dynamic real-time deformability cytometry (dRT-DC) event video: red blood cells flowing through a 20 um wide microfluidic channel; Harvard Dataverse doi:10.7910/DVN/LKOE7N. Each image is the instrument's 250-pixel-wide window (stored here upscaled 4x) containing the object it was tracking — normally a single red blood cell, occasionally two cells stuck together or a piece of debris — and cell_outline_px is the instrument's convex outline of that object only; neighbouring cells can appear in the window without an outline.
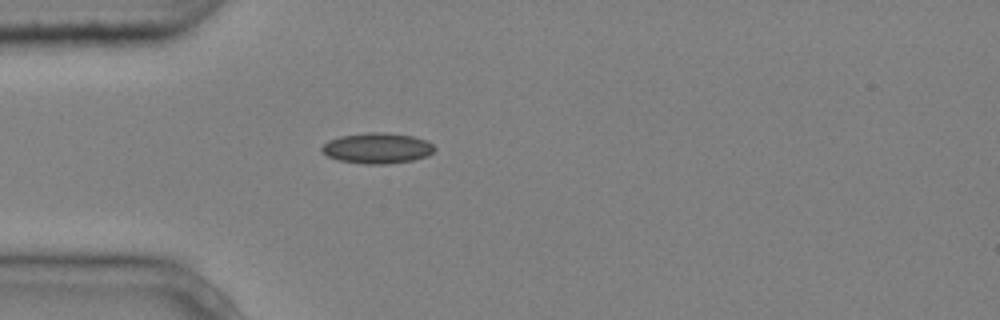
{"species": "common noctule bat (a hibernating species)", "species_latin": "Nyctalus noctula", "temperature_condition": "cold", "stored_images_in_passage": 1, "camera_frame_rate_fps": 3000, "um_per_image_px": 0.085, "animal": {"sex": "male", "body_mass_g": 20.4}, "frame": {"image": 1, "passage_image": 1, "time_ms": 0.0, "image_size_px": [1000, 320], "cell_outline_px": [[436, 148], [428, 156], [412, 160], [384, 164], [364, 164], [340, 160], [328, 156], [320, 152], [320, 148], [328, 140], [340, 136], [368, 132], [384, 132], [412, 136], [428, 140]], "centroid_in_image_um": [32.06, 12.59], "position_along_channel_um": 52.9, "area_um2": 20.17}}